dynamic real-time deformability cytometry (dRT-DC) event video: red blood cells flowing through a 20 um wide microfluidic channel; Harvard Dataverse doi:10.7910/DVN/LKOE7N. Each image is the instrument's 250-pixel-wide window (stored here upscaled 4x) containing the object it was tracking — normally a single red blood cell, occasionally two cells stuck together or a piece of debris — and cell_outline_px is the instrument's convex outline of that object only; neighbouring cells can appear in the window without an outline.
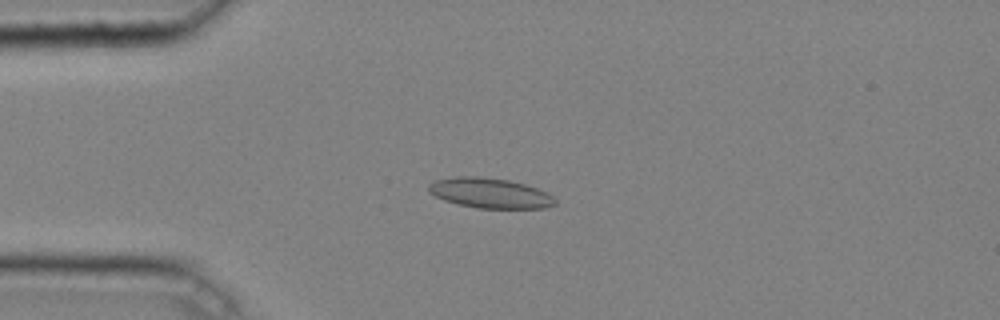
{"species": "common noctule bat (a hibernating species)", "species_latin": "Nyctalus noctula", "temperature_condition": "cold", "stored_images_in_passage": 3, "camera_frame_rate_fps": 3000, "um_per_image_px": 0.085, "animal": {"sex": "male", "body_mass_g": 20.4}, "frame": {"image": 1, "passage_image": 3, "time_ms": 0.667, "image_size_px": [1000, 320], "cell_outline_px": [[556, 204], [544, 208], [476, 208], [444, 200], [428, 192], [428, 184], [436, 180], [456, 176], [480, 176], [508, 180], [524, 184], [548, 192], [556, 200]], "centroid_in_image_um": [41.64, 16.41], "position_along_channel_um": 43.4, "area_um2": 22.14}}